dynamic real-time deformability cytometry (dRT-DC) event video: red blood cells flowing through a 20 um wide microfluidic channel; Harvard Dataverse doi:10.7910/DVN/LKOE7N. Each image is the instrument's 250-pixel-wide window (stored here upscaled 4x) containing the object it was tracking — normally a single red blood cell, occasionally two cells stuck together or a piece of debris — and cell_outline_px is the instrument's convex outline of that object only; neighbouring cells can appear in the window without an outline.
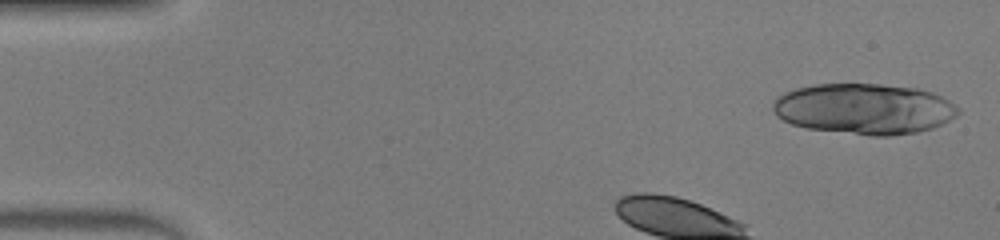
{"species": "human", "species_latin": "Homo sapiens", "temperature_condition": "warm", "stored_images_in_passage": 35, "camera_frame_rate_fps": 3000, "um_per_image_px": 0.085, "donor": {"sex": "male"}, "frame": {"image": 1, "passage_image": 1, "time_ms": 0.0, "image_size_px": [1000, 240], "cell_outline_px": [[960, 112], [956, 116], [932, 128], [916, 132], [888, 136], [872, 136], [804, 128], [792, 124], [776, 116], [772, 108], [772, 104], [776, 96], [784, 92], [796, 88], [816, 84], [880, 84], [920, 88], [932, 92], [948, 100], [960, 108]], "centroid_in_image_um": [73.43, 9.25], "position_along_channel_um": 11.6, "area_um2": 55.03}}
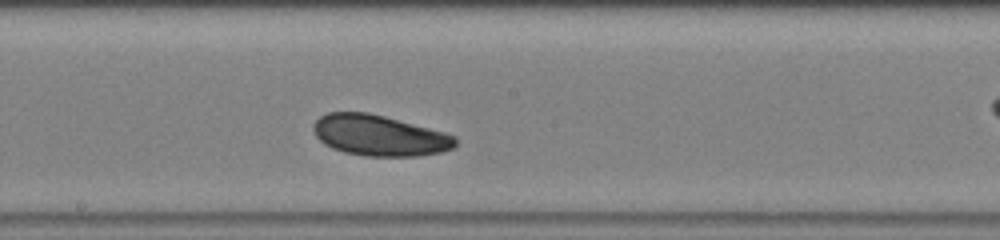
{"frame": {"image": 2, "passage_image": 20, "time_ms": 6.333, "image_size_px": [1000, 240], "cell_outline_px": [[456, 144], [452, 148], [440, 152], [416, 156], [364, 156], [344, 152], [332, 148], [324, 144], [316, 136], [312, 128], [312, 124], [320, 116], [328, 112], [368, 112], [384, 116], [444, 132], [456, 136]], "centroid_in_image_um": [32.21, 11.51], "position_along_channel_um": 216.0, "area_um2": 33.7}}
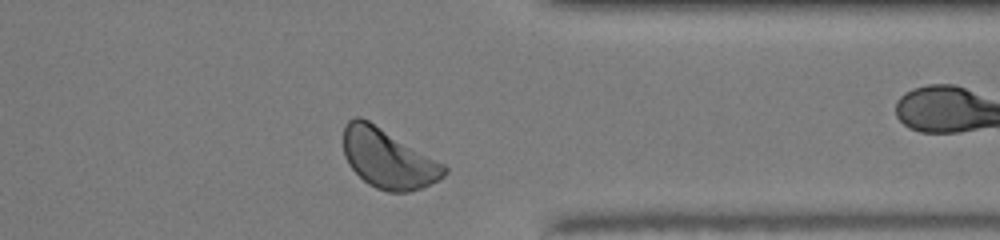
{"frame": {"image": 3, "passage_image": 32, "time_ms": 10.333, "image_size_px": [1000, 240], "cell_outline_px": [[448, 172], [440, 180], [420, 188], [408, 192], [388, 192], [376, 188], [368, 184], [348, 164], [344, 156], [344, 124], [348, 120], [356, 116], [360, 116], [368, 120], [444, 164], [448, 168]], "centroid_in_image_um": [32.98, 13.49], "position_along_channel_um": 378.4, "area_um2": 34.68}, "authors_computed_cell_mechanics": {"area_um2": 33.6974, "velocity_mm_per_s": 4.2059, "shape_relaxation_time_tau1_ms": 1.9454, "shape_relaxation_time_tau2_ms": null, "deformation_change_tau1": 0.0716, "deformation_change_tau2": null}}